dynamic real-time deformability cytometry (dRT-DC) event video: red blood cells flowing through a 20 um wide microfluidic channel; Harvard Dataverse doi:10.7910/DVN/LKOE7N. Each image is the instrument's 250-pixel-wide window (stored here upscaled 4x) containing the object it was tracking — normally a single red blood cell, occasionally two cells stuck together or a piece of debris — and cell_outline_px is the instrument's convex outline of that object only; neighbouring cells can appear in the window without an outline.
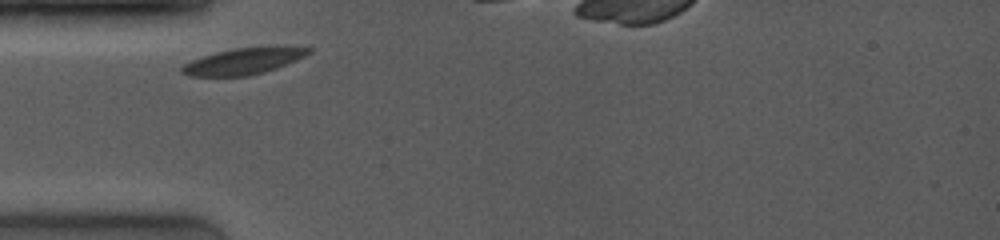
{"species": "common noctule bat (a hibernating species)", "species_latin": "Nyctalus noctula", "temperature_condition": "room temperature", "stored_images_in_passage": 4, "camera_frame_rate_fps": 4000, "um_per_image_px": 0.085, "animal": {"sex": "female", "body_mass_g": 19.0, "forearm_length_mm": 53.3}, "frame": {"image": 1, "passage_image": 1, "time_ms": 0.0, "image_size_px": [1000, 240], "cell_outline_px": [[312, 52], [296, 60], [276, 68], [264, 72], [248, 76], [188, 76], [180, 72], [180, 68], [184, 64], [192, 60], [216, 52], [236, 48], [268, 44], [312, 48]], "centroid_in_image_um": [20.75, 5.17], "position_along_channel_um": 64.3, "area_um2": 19.88}}
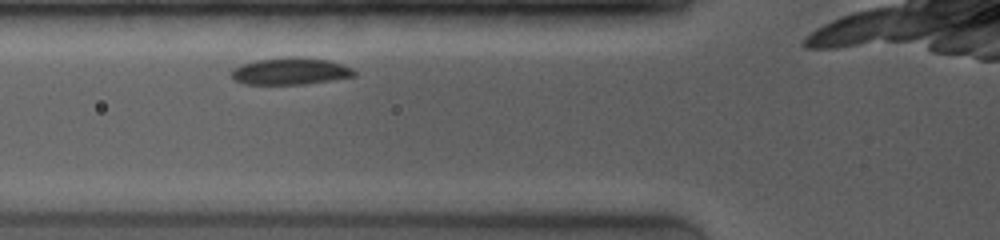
{"frame": {"image": 2, "passage_image": 2, "time_ms": 1.0, "image_size_px": [1000, 240], "cell_outline_px": [[356, 76], [332, 80], [304, 84], [244, 84], [232, 80], [232, 68], [240, 64], [256, 60], [288, 56], [300, 56], [328, 60], [352, 68], [356, 72]], "centroid_in_image_um": [24.66, 6.04], "position_along_channel_um": 101.1, "area_um2": 19.54}}